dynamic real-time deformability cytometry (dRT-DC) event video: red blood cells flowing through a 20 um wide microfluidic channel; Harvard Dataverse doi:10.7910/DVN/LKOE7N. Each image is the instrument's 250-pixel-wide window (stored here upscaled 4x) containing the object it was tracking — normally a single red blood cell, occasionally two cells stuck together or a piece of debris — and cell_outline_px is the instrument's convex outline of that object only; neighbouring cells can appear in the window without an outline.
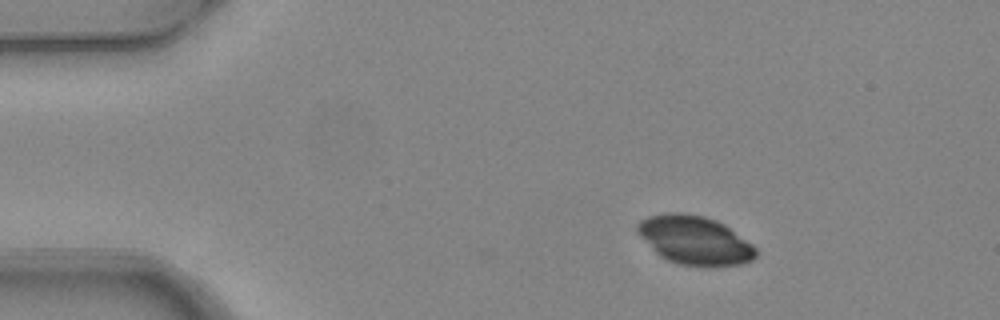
{"species": "common noctule bat (a hibernating species)", "species_latin": "Nyctalus noctula", "temperature_condition": "warm", "stored_images_in_passage": 5, "camera_frame_rate_fps": 3000, "um_per_image_px": 0.085, "animal": {"sex": "female", "body_mass_g": 24.6, "forearm_length_mm": 56.2}, "frame": {"image": 1, "passage_image": 2, "time_ms": 0.333, "image_size_px": [1000, 320], "cell_outline_px": [[756, 256], [752, 260], [740, 264], [712, 268], [704, 268], [680, 264], [668, 260], [660, 256], [636, 232], [636, 224], [640, 220], [648, 216], [668, 212], [680, 212], [704, 216], [716, 220], [724, 224], [752, 244], [756, 248]], "centroid_in_image_um": [59.05, 20.43], "position_along_channel_um": 26.0, "area_um2": 33.93}}